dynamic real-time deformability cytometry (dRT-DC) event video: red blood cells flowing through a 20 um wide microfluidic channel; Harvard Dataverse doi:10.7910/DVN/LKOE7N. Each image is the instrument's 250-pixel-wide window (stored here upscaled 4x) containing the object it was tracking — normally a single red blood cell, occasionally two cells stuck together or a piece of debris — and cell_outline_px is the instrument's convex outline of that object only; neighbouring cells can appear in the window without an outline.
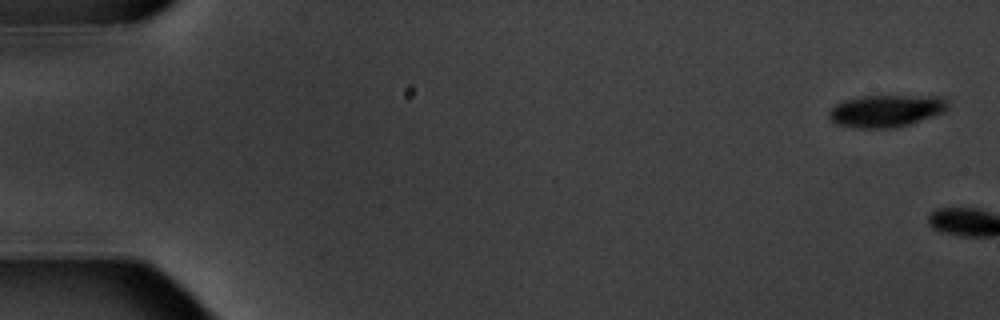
{"species": "common noctule bat (a hibernating species)", "species_latin": "Nyctalus noctula", "temperature_condition": "warm", "stored_images_in_passage": 2, "camera_frame_rate_fps": 3000, "um_per_image_px": 0.085, "animal": {"sex": "male", "body_mass_g": 20.1, "forearm_length_mm": 53.5}, "frame": {"image": 1, "passage_image": 1, "time_ms": 0.0, "image_size_px": [1000, 320], "cell_outline_px": [[948, 108], [944, 112], [912, 124], [896, 128], [852, 128], [836, 124], [828, 116], [828, 112], [836, 104], [844, 100], [860, 96], [940, 96], [948, 100]], "centroid_in_image_um": [75.33, 9.43], "position_along_channel_um": 9.7, "area_um2": 22.6}}